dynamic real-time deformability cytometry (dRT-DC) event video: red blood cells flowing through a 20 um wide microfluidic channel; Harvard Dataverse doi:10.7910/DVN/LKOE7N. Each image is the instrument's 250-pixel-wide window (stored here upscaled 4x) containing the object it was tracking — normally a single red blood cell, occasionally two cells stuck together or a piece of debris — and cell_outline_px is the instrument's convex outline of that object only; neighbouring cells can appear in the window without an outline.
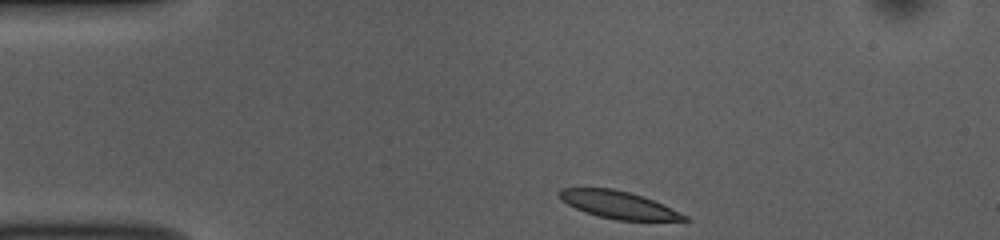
{"species": "common noctule bat (a hibernating species)", "species_latin": "Nyctalus noctula", "temperature_condition": "room temperature", "stored_images_in_passage": 37, "camera_frame_rate_fps": 3000, "um_per_image_px": 0.085, "animal": {"sex": "female", "body_mass_g": 10.0, "forearm_length_mm": 53.1}, "frame": {"image": 1, "passage_image": 1, "time_ms": 0.0, "image_size_px": [1000, 240], "cell_outline_px": [[688, 220], [616, 220], [584, 212], [560, 200], [556, 192], [560, 188], [612, 188], [644, 196], [664, 204], [688, 216]], "centroid_in_image_um": [52.53, 17.39], "position_along_channel_um": 32.5, "area_um2": 19.94}}
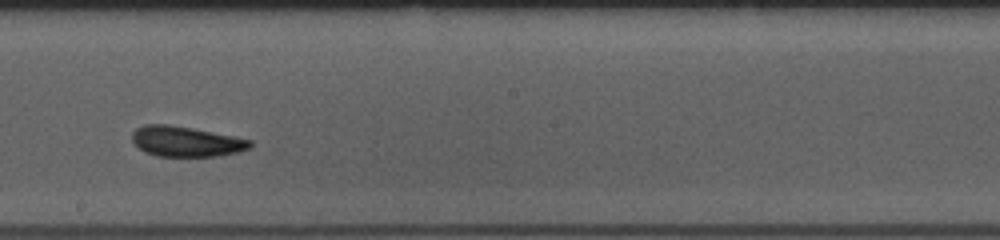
{"frame": {"image": 2, "passage_image": 21, "time_ms": 6.667, "image_size_px": [1000, 240], "cell_outline_px": [[252, 148], [240, 152], [220, 156], [156, 156], [144, 152], [132, 144], [132, 132], [136, 128], [144, 124], [168, 124], [192, 128], [252, 140]], "centroid_in_image_um": [15.79, 12.03], "position_along_channel_um": 232.4, "area_um2": 21.1}}
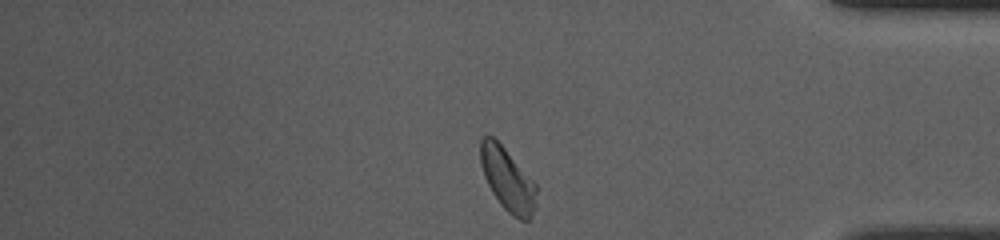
{"frame": {"image": 3, "passage_image": 36, "time_ms": 11.667, "image_size_px": [1000, 240], "cell_outline_px": [[536, 208], [532, 216], [528, 220], [520, 220], [512, 216], [500, 204], [492, 192], [484, 176], [480, 164], [480, 136], [492, 136], [504, 148], [536, 184]], "centroid_in_image_um": [43.13, 15.27], "position_along_channel_um": 392.1, "area_um2": 20.46}, "authors_computed_cell_mechanics": {"area_um2": 20.519, "velocity_mm_per_s": 3.6806, "shape_relaxation_time_tau1_ms": 3.0607, "shape_relaxation_time_tau2_ms": 3.6622, "deformation_change_tau1": 0.1207, "deformation_change_tau2": 0.0989}}